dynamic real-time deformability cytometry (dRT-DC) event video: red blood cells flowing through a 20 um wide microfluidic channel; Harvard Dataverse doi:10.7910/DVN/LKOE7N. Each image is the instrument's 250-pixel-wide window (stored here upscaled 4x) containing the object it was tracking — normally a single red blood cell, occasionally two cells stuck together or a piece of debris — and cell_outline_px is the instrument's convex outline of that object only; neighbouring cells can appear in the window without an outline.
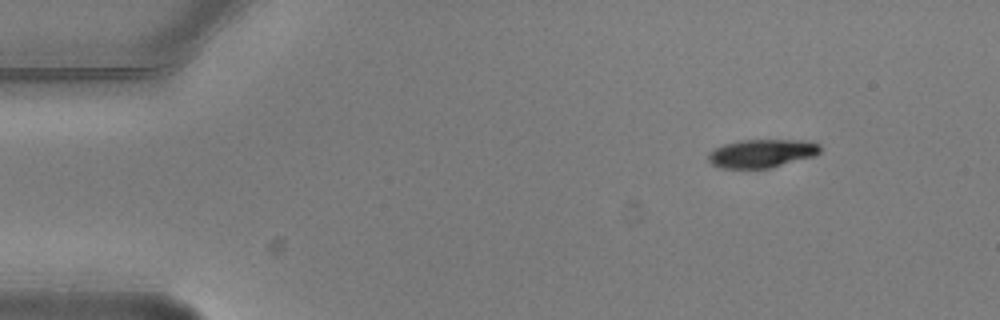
{"species": "common noctule bat (a hibernating species)", "species_latin": "Nyctalus noctula", "temperature_condition": "warm", "stored_images_in_passage": 3, "camera_frame_rate_fps": 3000, "um_per_image_px": 0.085, "animal": {"sex": "male", "body_mass_g": 20.5, "forearm_length_mm": 52.5}, "frame": {"image": 1, "passage_image": 1, "time_ms": 0.0, "image_size_px": [1000, 320], "cell_outline_px": [[820, 152], [816, 156], [768, 168], [720, 168], [712, 164], [708, 160], [708, 152], [724, 144], [740, 140], [804, 140], [820, 144]], "centroid_in_image_um": [64.76, 13.03], "position_along_channel_um": 20.2, "area_um2": 18.5}}
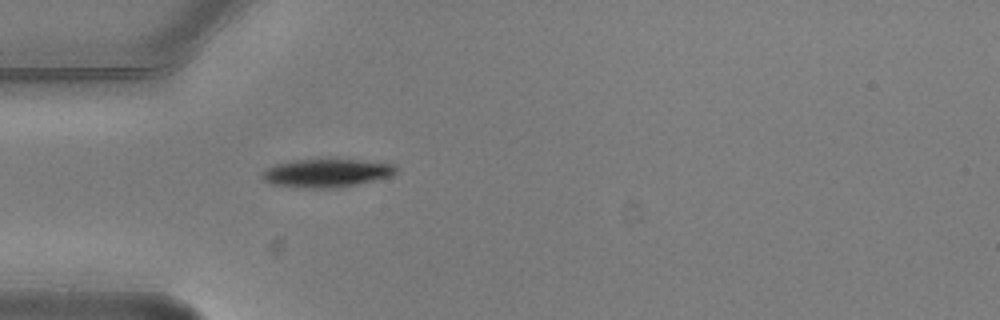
{"frame": {"image": 2, "passage_image": 3, "time_ms": 0.667, "image_size_px": [1000, 320], "cell_outline_px": [[400, 168], [392, 176], [356, 184], [336, 188], [312, 188], [272, 184], [264, 180], [260, 176], [260, 172], [264, 168], [276, 164], [292, 160], [336, 156], [396, 164]], "centroid_in_image_um": [27.79, 14.64], "position_along_channel_um": 57.2, "area_um2": 23.24}}